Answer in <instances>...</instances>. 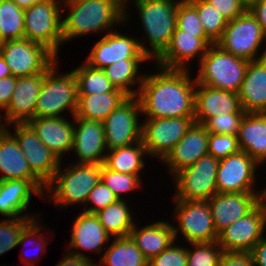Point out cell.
<instances>
[{
	"label": "cell",
	"instance_id": "1",
	"mask_svg": "<svg viewBox=\"0 0 266 266\" xmlns=\"http://www.w3.org/2000/svg\"><path fill=\"white\" fill-rule=\"evenodd\" d=\"M159 69L163 73L140 79V113L149 118L194 117L196 81L190 80L186 69Z\"/></svg>",
	"mask_w": 266,
	"mask_h": 266
},
{
	"label": "cell",
	"instance_id": "2",
	"mask_svg": "<svg viewBox=\"0 0 266 266\" xmlns=\"http://www.w3.org/2000/svg\"><path fill=\"white\" fill-rule=\"evenodd\" d=\"M125 0H66L69 15L62 20L63 42L79 35L109 29L125 20ZM125 15V16H124Z\"/></svg>",
	"mask_w": 266,
	"mask_h": 266
},
{
	"label": "cell",
	"instance_id": "3",
	"mask_svg": "<svg viewBox=\"0 0 266 266\" xmlns=\"http://www.w3.org/2000/svg\"><path fill=\"white\" fill-rule=\"evenodd\" d=\"M249 61L234 56L217 44L210 45L200 59L196 84L238 93L243 83Z\"/></svg>",
	"mask_w": 266,
	"mask_h": 266
},
{
	"label": "cell",
	"instance_id": "4",
	"mask_svg": "<svg viewBox=\"0 0 266 266\" xmlns=\"http://www.w3.org/2000/svg\"><path fill=\"white\" fill-rule=\"evenodd\" d=\"M55 65L53 63L44 72V80L35 105V117H58L68 108L74 116L77 111V77L73 71L55 77Z\"/></svg>",
	"mask_w": 266,
	"mask_h": 266
},
{
	"label": "cell",
	"instance_id": "5",
	"mask_svg": "<svg viewBox=\"0 0 266 266\" xmlns=\"http://www.w3.org/2000/svg\"><path fill=\"white\" fill-rule=\"evenodd\" d=\"M149 38L151 55L157 59L169 46L176 29L179 2L174 0H135Z\"/></svg>",
	"mask_w": 266,
	"mask_h": 266
},
{
	"label": "cell",
	"instance_id": "6",
	"mask_svg": "<svg viewBox=\"0 0 266 266\" xmlns=\"http://www.w3.org/2000/svg\"><path fill=\"white\" fill-rule=\"evenodd\" d=\"M71 165H73L71 167ZM63 173L58 169L53 180L46 186L54 190L53 201L57 204L70 205L74 203H87L90 192L101 178V164H71ZM61 172V173H60ZM58 178V179H57ZM56 179L58 182H56ZM56 182V185L52 186ZM52 187V188H51ZM55 189H54V188Z\"/></svg>",
	"mask_w": 266,
	"mask_h": 266
},
{
	"label": "cell",
	"instance_id": "7",
	"mask_svg": "<svg viewBox=\"0 0 266 266\" xmlns=\"http://www.w3.org/2000/svg\"><path fill=\"white\" fill-rule=\"evenodd\" d=\"M57 0H45L24 9V38L40 43L57 56L62 20Z\"/></svg>",
	"mask_w": 266,
	"mask_h": 266
},
{
	"label": "cell",
	"instance_id": "8",
	"mask_svg": "<svg viewBox=\"0 0 266 266\" xmlns=\"http://www.w3.org/2000/svg\"><path fill=\"white\" fill-rule=\"evenodd\" d=\"M0 54L16 78L44 73L56 62V56L44 45L26 38L3 41Z\"/></svg>",
	"mask_w": 266,
	"mask_h": 266
},
{
	"label": "cell",
	"instance_id": "9",
	"mask_svg": "<svg viewBox=\"0 0 266 266\" xmlns=\"http://www.w3.org/2000/svg\"><path fill=\"white\" fill-rule=\"evenodd\" d=\"M218 166L219 159L207 154L191 166L177 172L175 174L177 183L175 198L187 201H208L217 193Z\"/></svg>",
	"mask_w": 266,
	"mask_h": 266
},
{
	"label": "cell",
	"instance_id": "10",
	"mask_svg": "<svg viewBox=\"0 0 266 266\" xmlns=\"http://www.w3.org/2000/svg\"><path fill=\"white\" fill-rule=\"evenodd\" d=\"M266 33L247 9L239 17L227 23L217 45L224 51L248 61H255Z\"/></svg>",
	"mask_w": 266,
	"mask_h": 266
},
{
	"label": "cell",
	"instance_id": "11",
	"mask_svg": "<svg viewBox=\"0 0 266 266\" xmlns=\"http://www.w3.org/2000/svg\"><path fill=\"white\" fill-rule=\"evenodd\" d=\"M141 111L137 96H129L103 121L106 147L111 150L136 144L141 140L142 125L138 122Z\"/></svg>",
	"mask_w": 266,
	"mask_h": 266
},
{
	"label": "cell",
	"instance_id": "12",
	"mask_svg": "<svg viewBox=\"0 0 266 266\" xmlns=\"http://www.w3.org/2000/svg\"><path fill=\"white\" fill-rule=\"evenodd\" d=\"M265 200L219 233L217 242L224 252H250L262 238L266 225Z\"/></svg>",
	"mask_w": 266,
	"mask_h": 266
},
{
	"label": "cell",
	"instance_id": "13",
	"mask_svg": "<svg viewBox=\"0 0 266 266\" xmlns=\"http://www.w3.org/2000/svg\"><path fill=\"white\" fill-rule=\"evenodd\" d=\"M194 122V117L147 119L141 124V140L147 154L164 159Z\"/></svg>",
	"mask_w": 266,
	"mask_h": 266
},
{
	"label": "cell",
	"instance_id": "14",
	"mask_svg": "<svg viewBox=\"0 0 266 266\" xmlns=\"http://www.w3.org/2000/svg\"><path fill=\"white\" fill-rule=\"evenodd\" d=\"M15 135H12L24 153L31 171L47 186L60 167L61 160L49 150L27 123H14Z\"/></svg>",
	"mask_w": 266,
	"mask_h": 266
},
{
	"label": "cell",
	"instance_id": "15",
	"mask_svg": "<svg viewBox=\"0 0 266 266\" xmlns=\"http://www.w3.org/2000/svg\"><path fill=\"white\" fill-rule=\"evenodd\" d=\"M179 230L189 243H208L218 240L208 201L176 199Z\"/></svg>",
	"mask_w": 266,
	"mask_h": 266
},
{
	"label": "cell",
	"instance_id": "16",
	"mask_svg": "<svg viewBox=\"0 0 266 266\" xmlns=\"http://www.w3.org/2000/svg\"><path fill=\"white\" fill-rule=\"evenodd\" d=\"M110 32L103 36L93 47L87 64L91 67L104 69L105 67L125 59H150L151 50L138 40Z\"/></svg>",
	"mask_w": 266,
	"mask_h": 266
},
{
	"label": "cell",
	"instance_id": "17",
	"mask_svg": "<svg viewBox=\"0 0 266 266\" xmlns=\"http://www.w3.org/2000/svg\"><path fill=\"white\" fill-rule=\"evenodd\" d=\"M266 190L259 193H216L209 200L214 227L219 234L226 227L250 213L263 199Z\"/></svg>",
	"mask_w": 266,
	"mask_h": 266
},
{
	"label": "cell",
	"instance_id": "18",
	"mask_svg": "<svg viewBox=\"0 0 266 266\" xmlns=\"http://www.w3.org/2000/svg\"><path fill=\"white\" fill-rule=\"evenodd\" d=\"M256 165L257 162L242 150L219 159L217 193L253 192Z\"/></svg>",
	"mask_w": 266,
	"mask_h": 266
},
{
	"label": "cell",
	"instance_id": "19",
	"mask_svg": "<svg viewBox=\"0 0 266 266\" xmlns=\"http://www.w3.org/2000/svg\"><path fill=\"white\" fill-rule=\"evenodd\" d=\"M194 121L202 124L207 118L232 113H246L238 93L224 91L207 85L196 84Z\"/></svg>",
	"mask_w": 266,
	"mask_h": 266
},
{
	"label": "cell",
	"instance_id": "20",
	"mask_svg": "<svg viewBox=\"0 0 266 266\" xmlns=\"http://www.w3.org/2000/svg\"><path fill=\"white\" fill-rule=\"evenodd\" d=\"M78 123L74 128L73 149L78 154L79 163L104 164L106 155H102L107 148L104 124L102 121L74 117Z\"/></svg>",
	"mask_w": 266,
	"mask_h": 266
},
{
	"label": "cell",
	"instance_id": "21",
	"mask_svg": "<svg viewBox=\"0 0 266 266\" xmlns=\"http://www.w3.org/2000/svg\"><path fill=\"white\" fill-rule=\"evenodd\" d=\"M209 132L200 123L194 122L181 140L163 159L171 173H177L208 154Z\"/></svg>",
	"mask_w": 266,
	"mask_h": 266
},
{
	"label": "cell",
	"instance_id": "22",
	"mask_svg": "<svg viewBox=\"0 0 266 266\" xmlns=\"http://www.w3.org/2000/svg\"><path fill=\"white\" fill-rule=\"evenodd\" d=\"M213 44L208 37H196V34L186 33L176 27L169 46L156 60L161 68L186 69L183 63L195 57L198 52L202 59Z\"/></svg>",
	"mask_w": 266,
	"mask_h": 266
},
{
	"label": "cell",
	"instance_id": "23",
	"mask_svg": "<svg viewBox=\"0 0 266 266\" xmlns=\"http://www.w3.org/2000/svg\"><path fill=\"white\" fill-rule=\"evenodd\" d=\"M44 73L16 78L15 90L6 108V119L9 123H27L35 118V105Z\"/></svg>",
	"mask_w": 266,
	"mask_h": 266
},
{
	"label": "cell",
	"instance_id": "24",
	"mask_svg": "<svg viewBox=\"0 0 266 266\" xmlns=\"http://www.w3.org/2000/svg\"><path fill=\"white\" fill-rule=\"evenodd\" d=\"M0 171L5 175L2 180H30L42 193L46 185L31 171L24 153L19 148L16 139L4 127L0 130Z\"/></svg>",
	"mask_w": 266,
	"mask_h": 266
},
{
	"label": "cell",
	"instance_id": "25",
	"mask_svg": "<svg viewBox=\"0 0 266 266\" xmlns=\"http://www.w3.org/2000/svg\"><path fill=\"white\" fill-rule=\"evenodd\" d=\"M255 61H249L238 92L246 113H266V50Z\"/></svg>",
	"mask_w": 266,
	"mask_h": 266
},
{
	"label": "cell",
	"instance_id": "26",
	"mask_svg": "<svg viewBox=\"0 0 266 266\" xmlns=\"http://www.w3.org/2000/svg\"><path fill=\"white\" fill-rule=\"evenodd\" d=\"M27 124L38 139L59 159L64 152L72 150L75 126L63 117H35Z\"/></svg>",
	"mask_w": 266,
	"mask_h": 266
},
{
	"label": "cell",
	"instance_id": "27",
	"mask_svg": "<svg viewBox=\"0 0 266 266\" xmlns=\"http://www.w3.org/2000/svg\"><path fill=\"white\" fill-rule=\"evenodd\" d=\"M239 149L257 163L266 160V113H246L237 135Z\"/></svg>",
	"mask_w": 266,
	"mask_h": 266
},
{
	"label": "cell",
	"instance_id": "28",
	"mask_svg": "<svg viewBox=\"0 0 266 266\" xmlns=\"http://www.w3.org/2000/svg\"><path fill=\"white\" fill-rule=\"evenodd\" d=\"M177 230L173 225L171 226L166 222H157L142 229H136L134 225L129 236L149 261L173 244Z\"/></svg>",
	"mask_w": 266,
	"mask_h": 266
},
{
	"label": "cell",
	"instance_id": "29",
	"mask_svg": "<svg viewBox=\"0 0 266 266\" xmlns=\"http://www.w3.org/2000/svg\"><path fill=\"white\" fill-rule=\"evenodd\" d=\"M31 192H42L30 181L13 179L0 181V214L7 218H20L30 203Z\"/></svg>",
	"mask_w": 266,
	"mask_h": 266
},
{
	"label": "cell",
	"instance_id": "30",
	"mask_svg": "<svg viewBox=\"0 0 266 266\" xmlns=\"http://www.w3.org/2000/svg\"><path fill=\"white\" fill-rule=\"evenodd\" d=\"M110 235L105 231L95 214L83 212L74 221L70 248L77 247L85 250L103 249L102 245L108 241Z\"/></svg>",
	"mask_w": 266,
	"mask_h": 266
},
{
	"label": "cell",
	"instance_id": "31",
	"mask_svg": "<svg viewBox=\"0 0 266 266\" xmlns=\"http://www.w3.org/2000/svg\"><path fill=\"white\" fill-rule=\"evenodd\" d=\"M128 97L124 92L78 95L77 111L74 117L103 122Z\"/></svg>",
	"mask_w": 266,
	"mask_h": 266
},
{
	"label": "cell",
	"instance_id": "32",
	"mask_svg": "<svg viewBox=\"0 0 266 266\" xmlns=\"http://www.w3.org/2000/svg\"><path fill=\"white\" fill-rule=\"evenodd\" d=\"M131 145L109 150L105 157L104 165L110 170L119 173L139 175L144 167L143 154L147 153L143 142H137L135 147Z\"/></svg>",
	"mask_w": 266,
	"mask_h": 266
},
{
	"label": "cell",
	"instance_id": "33",
	"mask_svg": "<svg viewBox=\"0 0 266 266\" xmlns=\"http://www.w3.org/2000/svg\"><path fill=\"white\" fill-rule=\"evenodd\" d=\"M101 258L106 266H148V260L136 246L130 236L116 237Z\"/></svg>",
	"mask_w": 266,
	"mask_h": 266
},
{
	"label": "cell",
	"instance_id": "34",
	"mask_svg": "<svg viewBox=\"0 0 266 266\" xmlns=\"http://www.w3.org/2000/svg\"><path fill=\"white\" fill-rule=\"evenodd\" d=\"M130 214L123 199L95 213L105 231L115 238L129 236L135 225Z\"/></svg>",
	"mask_w": 266,
	"mask_h": 266
},
{
	"label": "cell",
	"instance_id": "35",
	"mask_svg": "<svg viewBox=\"0 0 266 266\" xmlns=\"http://www.w3.org/2000/svg\"><path fill=\"white\" fill-rule=\"evenodd\" d=\"M78 81V95L123 92L116 89L103 69L91 67L87 63L73 70Z\"/></svg>",
	"mask_w": 266,
	"mask_h": 266
},
{
	"label": "cell",
	"instance_id": "36",
	"mask_svg": "<svg viewBox=\"0 0 266 266\" xmlns=\"http://www.w3.org/2000/svg\"><path fill=\"white\" fill-rule=\"evenodd\" d=\"M24 38V9L12 0H0V43Z\"/></svg>",
	"mask_w": 266,
	"mask_h": 266
},
{
	"label": "cell",
	"instance_id": "37",
	"mask_svg": "<svg viewBox=\"0 0 266 266\" xmlns=\"http://www.w3.org/2000/svg\"><path fill=\"white\" fill-rule=\"evenodd\" d=\"M148 59L118 60L105 67L103 71L116 89L123 91L128 96H137L138 91L131 90L128 85H135L139 63Z\"/></svg>",
	"mask_w": 266,
	"mask_h": 266
},
{
	"label": "cell",
	"instance_id": "38",
	"mask_svg": "<svg viewBox=\"0 0 266 266\" xmlns=\"http://www.w3.org/2000/svg\"><path fill=\"white\" fill-rule=\"evenodd\" d=\"M195 8L206 36L216 44L221 38L228 21L205 0H188Z\"/></svg>",
	"mask_w": 266,
	"mask_h": 266
},
{
	"label": "cell",
	"instance_id": "39",
	"mask_svg": "<svg viewBox=\"0 0 266 266\" xmlns=\"http://www.w3.org/2000/svg\"><path fill=\"white\" fill-rule=\"evenodd\" d=\"M191 245L196 249L187 250V266H219L224 251L217 241Z\"/></svg>",
	"mask_w": 266,
	"mask_h": 266
},
{
	"label": "cell",
	"instance_id": "40",
	"mask_svg": "<svg viewBox=\"0 0 266 266\" xmlns=\"http://www.w3.org/2000/svg\"><path fill=\"white\" fill-rule=\"evenodd\" d=\"M2 220L0 223V255L11 250L19 244L23 230L35 220L30 216ZM30 217V218H29Z\"/></svg>",
	"mask_w": 266,
	"mask_h": 266
},
{
	"label": "cell",
	"instance_id": "41",
	"mask_svg": "<svg viewBox=\"0 0 266 266\" xmlns=\"http://www.w3.org/2000/svg\"><path fill=\"white\" fill-rule=\"evenodd\" d=\"M105 185L121 200L122 192L135 189L140 184L139 175L119 173L101 164V178Z\"/></svg>",
	"mask_w": 266,
	"mask_h": 266
},
{
	"label": "cell",
	"instance_id": "42",
	"mask_svg": "<svg viewBox=\"0 0 266 266\" xmlns=\"http://www.w3.org/2000/svg\"><path fill=\"white\" fill-rule=\"evenodd\" d=\"M176 27L186 33L196 34V37H207L196 8L188 0L179 2Z\"/></svg>",
	"mask_w": 266,
	"mask_h": 266
},
{
	"label": "cell",
	"instance_id": "43",
	"mask_svg": "<svg viewBox=\"0 0 266 266\" xmlns=\"http://www.w3.org/2000/svg\"><path fill=\"white\" fill-rule=\"evenodd\" d=\"M246 113H232L207 118L202 125L209 133L238 135L239 128Z\"/></svg>",
	"mask_w": 266,
	"mask_h": 266
},
{
	"label": "cell",
	"instance_id": "44",
	"mask_svg": "<svg viewBox=\"0 0 266 266\" xmlns=\"http://www.w3.org/2000/svg\"><path fill=\"white\" fill-rule=\"evenodd\" d=\"M240 151L236 135L209 133L208 154L222 159Z\"/></svg>",
	"mask_w": 266,
	"mask_h": 266
},
{
	"label": "cell",
	"instance_id": "45",
	"mask_svg": "<svg viewBox=\"0 0 266 266\" xmlns=\"http://www.w3.org/2000/svg\"><path fill=\"white\" fill-rule=\"evenodd\" d=\"M148 261V266H187V249L172 246Z\"/></svg>",
	"mask_w": 266,
	"mask_h": 266
},
{
	"label": "cell",
	"instance_id": "46",
	"mask_svg": "<svg viewBox=\"0 0 266 266\" xmlns=\"http://www.w3.org/2000/svg\"><path fill=\"white\" fill-rule=\"evenodd\" d=\"M119 199L111 191L105 183L100 179L94 189L90 192L87 202H93L94 207L84 211L86 213L95 214L98 211L105 209L110 204L115 203Z\"/></svg>",
	"mask_w": 266,
	"mask_h": 266
},
{
	"label": "cell",
	"instance_id": "47",
	"mask_svg": "<svg viewBox=\"0 0 266 266\" xmlns=\"http://www.w3.org/2000/svg\"><path fill=\"white\" fill-rule=\"evenodd\" d=\"M212 7H215L223 17L229 22L234 18L239 17L243 14L248 4L244 0H205Z\"/></svg>",
	"mask_w": 266,
	"mask_h": 266
},
{
	"label": "cell",
	"instance_id": "48",
	"mask_svg": "<svg viewBox=\"0 0 266 266\" xmlns=\"http://www.w3.org/2000/svg\"><path fill=\"white\" fill-rule=\"evenodd\" d=\"M219 266H255L250 252H224Z\"/></svg>",
	"mask_w": 266,
	"mask_h": 266
},
{
	"label": "cell",
	"instance_id": "49",
	"mask_svg": "<svg viewBox=\"0 0 266 266\" xmlns=\"http://www.w3.org/2000/svg\"><path fill=\"white\" fill-rule=\"evenodd\" d=\"M15 85L16 77H13L12 75L0 79V109L7 108L15 90Z\"/></svg>",
	"mask_w": 266,
	"mask_h": 266
},
{
	"label": "cell",
	"instance_id": "50",
	"mask_svg": "<svg viewBox=\"0 0 266 266\" xmlns=\"http://www.w3.org/2000/svg\"><path fill=\"white\" fill-rule=\"evenodd\" d=\"M256 18L263 31L266 33V2L264 0H252L247 8Z\"/></svg>",
	"mask_w": 266,
	"mask_h": 266
},
{
	"label": "cell",
	"instance_id": "51",
	"mask_svg": "<svg viewBox=\"0 0 266 266\" xmlns=\"http://www.w3.org/2000/svg\"><path fill=\"white\" fill-rule=\"evenodd\" d=\"M85 256L83 253H75L74 251L70 253L68 252V255H66L60 263H58L56 266H99L92 263V260L88 259V257Z\"/></svg>",
	"mask_w": 266,
	"mask_h": 266
},
{
	"label": "cell",
	"instance_id": "52",
	"mask_svg": "<svg viewBox=\"0 0 266 266\" xmlns=\"http://www.w3.org/2000/svg\"><path fill=\"white\" fill-rule=\"evenodd\" d=\"M250 253L255 265L266 266V239L262 237Z\"/></svg>",
	"mask_w": 266,
	"mask_h": 266
},
{
	"label": "cell",
	"instance_id": "53",
	"mask_svg": "<svg viewBox=\"0 0 266 266\" xmlns=\"http://www.w3.org/2000/svg\"><path fill=\"white\" fill-rule=\"evenodd\" d=\"M35 222L37 221H32L22 232L21 236H20V240H19V244L21 243H26L29 239L33 238V236L35 237L37 234L36 232L41 231V225H39L38 223L36 224ZM39 225V226H38ZM43 238L40 237L39 241H41V245H40V251H44L45 246H43V244L45 243V241L43 240ZM44 241V242H43ZM43 243V244H42ZM38 247V246H37ZM39 250V249H38Z\"/></svg>",
	"mask_w": 266,
	"mask_h": 266
},
{
	"label": "cell",
	"instance_id": "54",
	"mask_svg": "<svg viewBox=\"0 0 266 266\" xmlns=\"http://www.w3.org/2000/svg\"><path fill=\"white\" fill-rule=\"evenodd\" d=\"M11 75L12 73L10 67L7 65L2 55L0 54V79L9 77Z\"/></svg>",
	"mask_w": 266,
	"mask_h": 266
},
{
	"label": "cell",
	"instance_id": "55",
	"mask_svg": "<svg viewBox=\"0 0 266 266\" xmlns=\"http://www.w3.org/2000/svg\"><path fill=\"white\" fill-rule=\"evenodd\" d=\"M12 1H14L20 8L26 9L36 3H40L45 0H12Z\"/></svg>",
	"mask_w": 266,
	"mask_h": 266
},
{
	"label": "cell",
	"instance_id": "56",
	"mask_svg": "<svg viewBox=\"0 0 266 266\" xmlns=\"http://www.w3.org/2000/svg\"><path fill=\"white\" fill-rule=\"evenodd\" d=\"M247 4H249L252 0H244Z\"/></svg>",
	"mask_w": 266,
	"mask_h": 266
},
{
	"label": "cell",
	"instance_id": "57",
	"mask_svg": "<svg viewBox=\"0 0 266 266\" xmlns=\"http://www.w3.org/2000/svg\"><path fill=\"white\" fill-rule=\"evenodd\" d=\"M1 117V116H0ZM1 119L2 118H0V130L3 128V126L1 125Z\"/></svg>",
	"mask_w": 266,
	"mask_h": 266
}]
</instances>
